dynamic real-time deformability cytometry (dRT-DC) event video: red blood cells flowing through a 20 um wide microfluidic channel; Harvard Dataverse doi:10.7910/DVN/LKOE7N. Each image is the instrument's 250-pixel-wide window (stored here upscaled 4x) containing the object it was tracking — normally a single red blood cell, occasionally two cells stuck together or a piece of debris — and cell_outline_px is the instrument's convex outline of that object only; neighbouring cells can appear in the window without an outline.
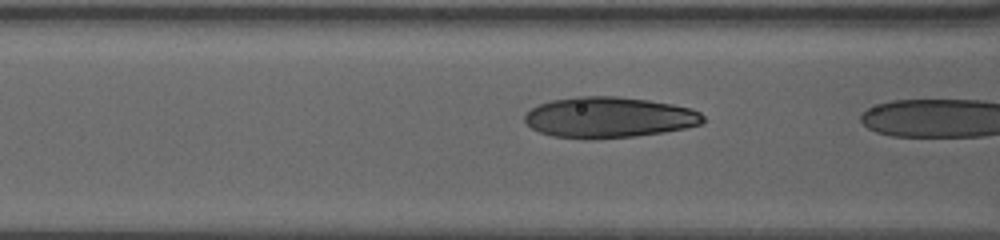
{"species": "human", "species_latin": "Homo sapiens", "temperature_condition": "warm", "stored_images_in_passage": 8, "camera_frame_rate_fps": 3000, "um_per_image_px": 0.085, "donor": {"sex": "female"}, "frame": {"image": 1, "passage_image": 7, "time_ms": 2.0, "image_size_px": [1000, 240], "cell_outline_px": [[704, 120], [700, 124], [684, 128], [660, 132], [632, 136], [584, 140], [552, 136], [540, 132], [532, 128], [524, 120], [524, 116], [532, 108], [540, 104], [552, 100], [576, 96], [616, 96], [648, 100], [672, 104], [688, 108], [700, 112], [704, 116]], "centroid_in_image_um": [51.72, 9.98], "position_along_channel_um": 114.9, "area_um2": 42.19}}